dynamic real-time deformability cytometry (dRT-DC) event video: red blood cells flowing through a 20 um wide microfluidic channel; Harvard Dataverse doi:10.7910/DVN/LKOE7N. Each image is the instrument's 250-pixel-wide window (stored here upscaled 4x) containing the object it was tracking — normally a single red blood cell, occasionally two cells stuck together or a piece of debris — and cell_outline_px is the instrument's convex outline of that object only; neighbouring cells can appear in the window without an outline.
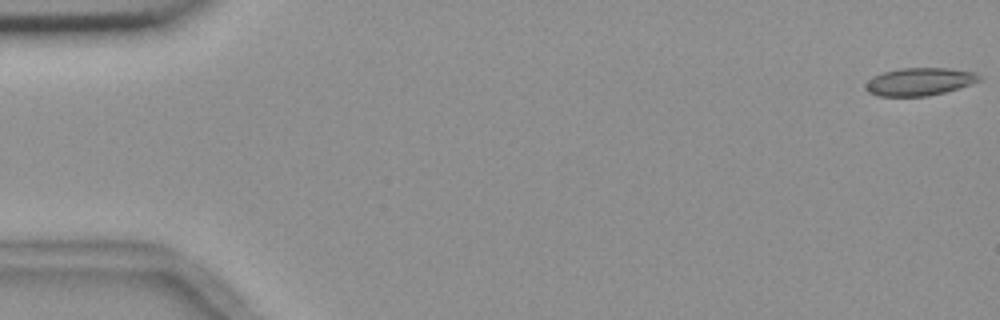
{"species": "common noctule bat (a hibernating species)", "species_latin": "Nyctalus noctula", "temperature_condition": "room temperature", "stored_images_in_passage": 56, "camera_frame_rate_fps": 3000, "um_per_image_px": 0.085, "animal": {"sex": "female", "body_mass_g": 18.4}, "frame": {"image": 1, "passage_image": 1, "time_ms": 0.0, "image_size_px": [1000, 320], "cell_outline_px": [[980, 80], [944, 92], [928, 96], [880, 96], [868, 92], [864, 84], [872, 76], [884, 72], [900, 68], [948, 68], [976, 72], [980, 76]], "centroid_in_image_um": [78.11, 6.93], "position_along_channel_um": 6.9, "area_um2": 18.21}}
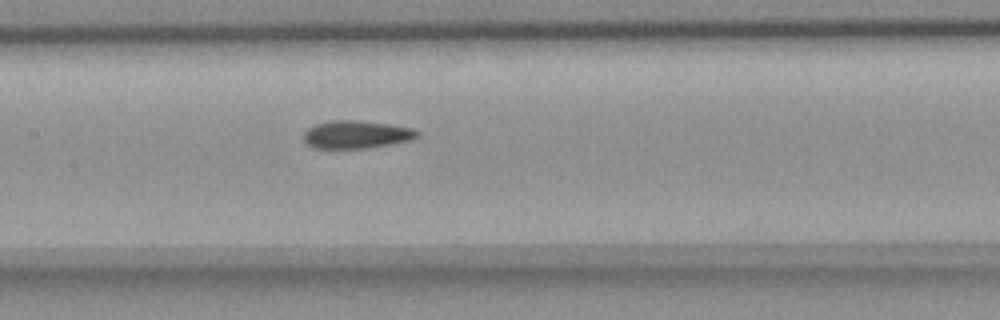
{"frame": {"image": 2, "passage_image": 27, "time_ms": 8.667, "image_size_px": [1000, 320], "cell_outline_px": [[420, 136], [412, 140], [392, 144], [368, 148], [312, 148], [304, 140], [304, 132], [308, 128], [316, 124], [332, 120], [356, 120], [388, 124], [412, 128], [420, 132]], "centroid_in_image_um": [30.32, 11.44], "position_along_channel_um": 177.1, "area_um2": 18.5}}
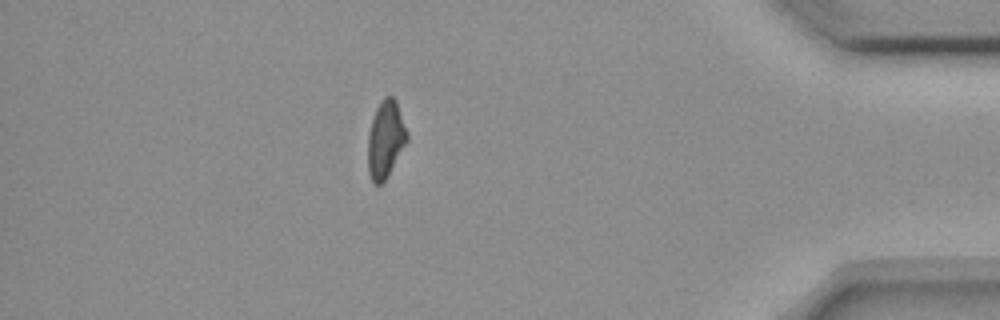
{"frame": {"image": 3, "passage_image": 49, "time_ms": 16.0, "image_size_px": [1000, 320], "cell_outline_px": [[408, 140], [388, 176], [380, 184], [372, 184], [368, 172], [368, 136], [372, 120], [376, 108], [380, 100], [384, 96], [392, 96], [396, 100], [408, 132]], "centroid_in_image_um": [32.77, 11.84], "position_along_channel_um": 402.4, "area_um2": 17.74}, "authors_computed_cell_mechanics": {"area_um2": 18.496, "velocity_mm_per_s": 3.6583, "shape_relaxation_time_tau1_ms": null, "shape_relaxation_time_tau2_ms": 3.9985, "deformation_change_tau1": null, "deformation_change_tau2": 0.1098}}